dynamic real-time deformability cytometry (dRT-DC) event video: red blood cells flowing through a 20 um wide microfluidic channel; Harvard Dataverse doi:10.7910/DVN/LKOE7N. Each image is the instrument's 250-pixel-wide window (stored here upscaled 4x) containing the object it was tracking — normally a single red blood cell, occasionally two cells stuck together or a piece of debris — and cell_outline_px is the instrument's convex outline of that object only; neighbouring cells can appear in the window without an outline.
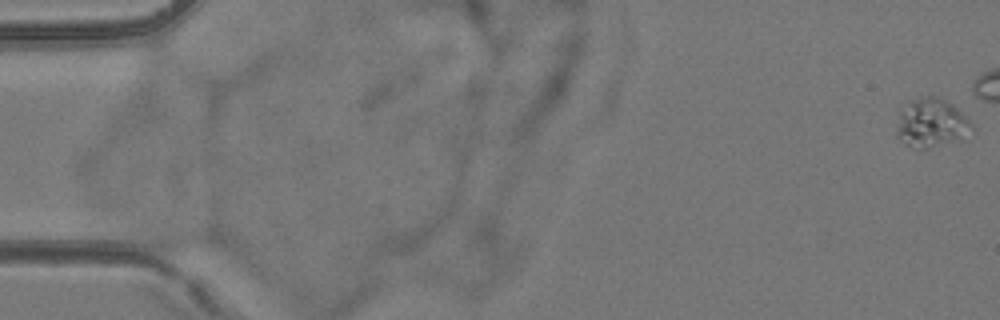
{"species": "common noctule bat (a hibernating species)", "species_latin": "Nyctalus noctula", "temperature_condition": "room temperature", "stored_images_in_passage": 5, "camera_frame_rate_fps": 3000, "um_per_image_px": 0.085, "animal": {"sex": "female", "body_mass_g": 24.6, "forearm_length_mm": 56.2}, "frame": {"image": 1, "passage_image": 1, "time_ms": 0.0, "image_size_px": [1000, 320], "cell_outline_px": [[976, 132], [960, 140], [928, 148], [924, 148], [908, 144], [900, 140], [896, 136], [896, 128], [900, 104], [924, 96], [932, 96], [944, 100], [952, 104], [976, 128]], "centroid_in_image_um": [79.17, 10.45], "position_along_channel_um": 5.8, "area_um2": 21.62}}